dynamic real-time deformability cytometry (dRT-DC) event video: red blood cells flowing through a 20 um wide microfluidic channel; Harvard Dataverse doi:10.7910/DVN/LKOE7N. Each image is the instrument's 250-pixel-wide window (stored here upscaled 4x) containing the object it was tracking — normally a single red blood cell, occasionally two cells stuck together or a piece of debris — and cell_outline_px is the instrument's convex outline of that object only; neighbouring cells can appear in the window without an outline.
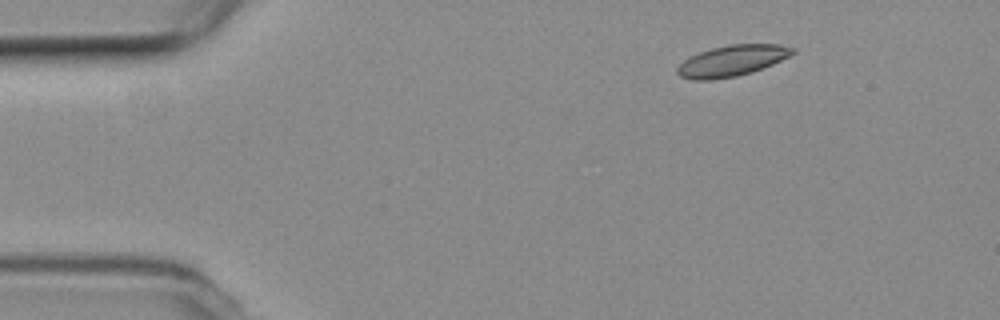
{"species": "common noctule bat (a hibernating species)", "species_latin": "Nyctalus noctula", "temperature_condition": "room temperature", "stored_images_in_passage": 48, "camera_frame_rate_fps": 3000, "um_per_image_px": 0.085, "animal": {"sex": "female", "body_mass_g": 19.3, "forearm_length_mm": 54.1}, "frame": {"image": 1, "passage_image": 1, "time_ms": 0.0, "image_size_px": [1000, 320], "cell_outline_px": [[796, 52], [772, 64], [752, 72], [736, 76], [712, 80], [692, 80], [680, 76], [676, 72], [676, 68], [684, 60], [700, 52], [712, 48], [728, 44], [780, 44], [796, 48]], "centroid_in_image_um": [62.22, 5.16], "position_along_channel_um": 22.8, "area_um2": 20.75}}
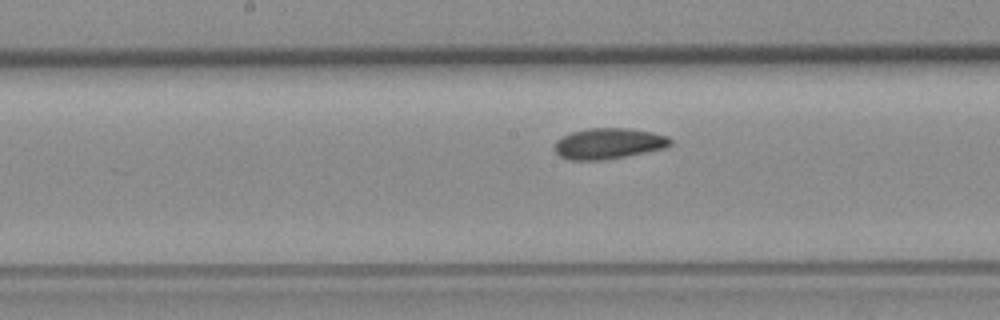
{"frame": {"image": 2, "passage_image": 21, "time_ms": 6.667, "image_size_px": [1000, 320], "cell_outline_px": [[672, 144], [664, 148], [604, 160], [568, 160], [560, 156], [556, 152], [556, 140], [572, 132], [588, 128], [628, 128], [652, 132], [668, 136], [672, 140]], "centroid_in_image_um": [51.74, 12.19], "position_along_channel_um": 196.5, "area_um2": 20.63}}
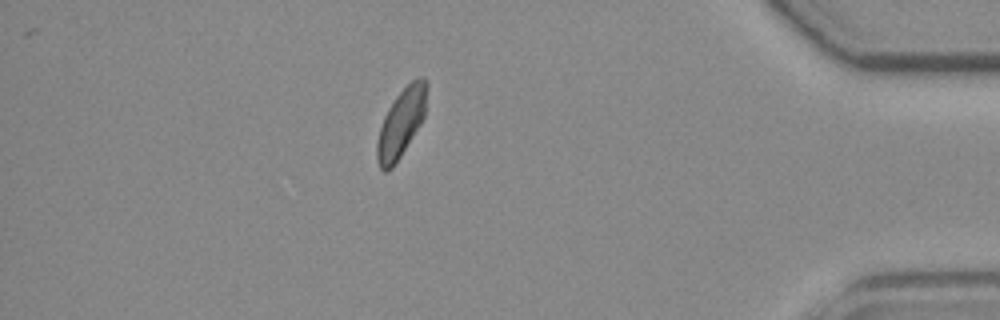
{"frame": {"image": 3, "passage_image": 41, "time_ms": 13.333, "image_size_px": [1000, 320], "cell_outline_px": [[428, 84], [424, 116], [420, 124], [400, 156], [392, 168], [388, 172], [384, 172], [380, 168], [376, 160], [376, 144], [380, 128], [384, 116], [388, 108], [396, 96], [412, 80], [420, 76], [424, 76], [428, 80]], "centroid_in_image_um": [34.1, 10.43], "position_along_channel_um": 401.1, "area_um2": 19.77}, "authors_computed_cell_mechanics": {"area_um2": 20.3745, "velocity_mm_per_s": 3.7554, "shape_relaxation_time_tau1_ms": null, "shape_relaxation_time_tau2_ms": 2.9672, "deformation_change_tau1": null, "deformation_change_tau2": 0.0856}}